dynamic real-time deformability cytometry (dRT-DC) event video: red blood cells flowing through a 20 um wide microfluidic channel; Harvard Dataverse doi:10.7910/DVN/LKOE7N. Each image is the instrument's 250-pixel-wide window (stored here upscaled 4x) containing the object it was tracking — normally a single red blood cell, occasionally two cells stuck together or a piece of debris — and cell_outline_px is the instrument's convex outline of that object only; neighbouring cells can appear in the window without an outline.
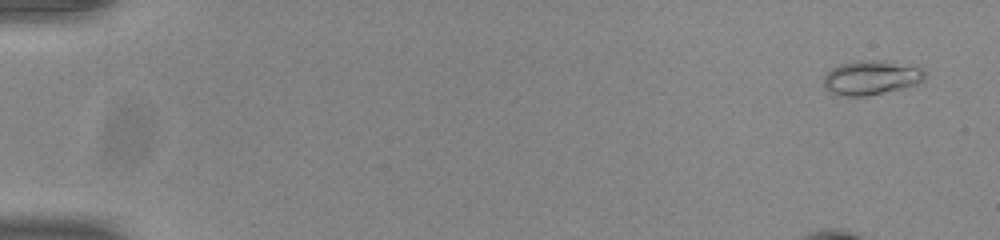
{"species": "common noctule bat (a hibernating species)", "species_latin": "Nyctalus noctula", "temperature_condition": "room temperature", "stored_images_in_passage": 14, "camera_frame_rate_fps": 3000, "um_per_image_px": 0.085, "animal": {"sex": "male", "body_mass_g": 20.0, "forearm_length_mm": 53.3}, "frame": {"image": 1, "passage_image": 3, "time_ms": 0.667, "image_size_px": [1000, 240], "cell_outline_px": [[924, 76], [916, 84], [900, 88], [864, 96], [844, 96], [832, 92], [824, 84], [824, 76], [832, 68], [840, 64], [860, 60], [884, 60], [920, 68], [924, 72]], "centroid_in_image_um": [74.01, 6.58], "position_along_channel_um": 11.0, "area_um2": 19.59}}